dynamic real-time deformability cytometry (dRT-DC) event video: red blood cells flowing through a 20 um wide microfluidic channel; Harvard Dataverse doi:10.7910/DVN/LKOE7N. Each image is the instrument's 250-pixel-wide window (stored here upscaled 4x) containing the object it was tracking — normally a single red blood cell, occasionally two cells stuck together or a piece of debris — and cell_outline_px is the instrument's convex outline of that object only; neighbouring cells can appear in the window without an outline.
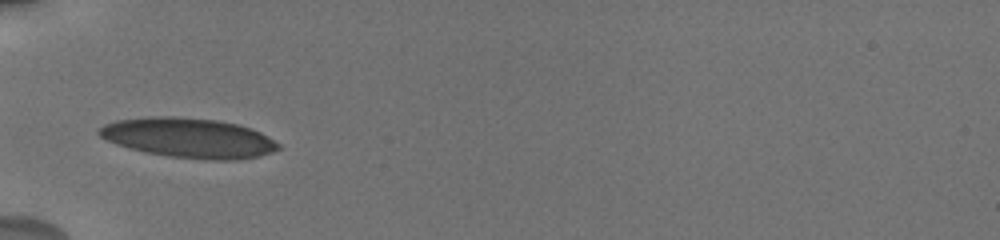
{"species": "human", "species_latin": "Homo sapiens", "temperature_condition": "cold", "stored_images_in_passage": 37, "camera_frame_rate_fps": 3000, "um_per_image_px": 0.085, "donor": {"sex": "male"}, "frame": {"image": 1, "passage_image": 9, "time_ms": 4.0, "image_size_px": [1000, 240], "cell_outline_px": [[280, 148], [272, 152], [260, 156], [236, 160], [208, 160], [168, 156], [144, 152], [128, 148], [116, 144], [100, 136], [96, 132], [96, 128], [104, 124], [116, 120], [148, 116], [172, 116], [216, 120], [240, 124], [252, 128], [260, 132], [280, 144]], "centroid_in_image_um": [16.02, 11.71], "position_along_channel_um": 69.0, "area_um2": 41.91}}
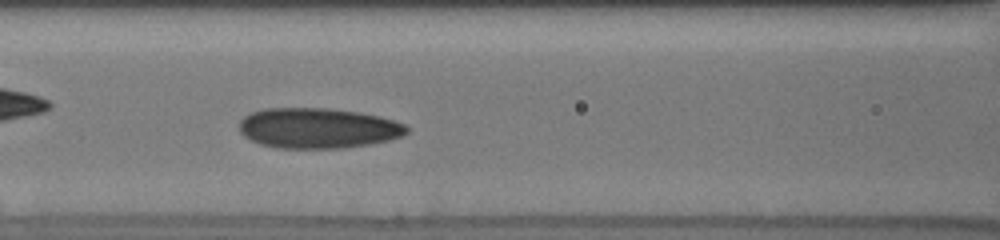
{"frame": {"image": 2, "passage_image": 14, "time_ms": 6.0, "image_size_px": [1000, 240], "cell_outline_px": [[408, 132], [404, 136], [388, 140], [368, 144], [344, 148], [276, 148], [260, 144], [244, 136], [240, 132], [240, 120], [244, 116], [252, 112], [264, 108], [328, 108], [356, 112], [380, 116], [404, 124], [408, 128]], "centroid_in_image_um": [27.01, 10.89], "position_along_channel_um": 139.6, "area_um2": 39.36}}
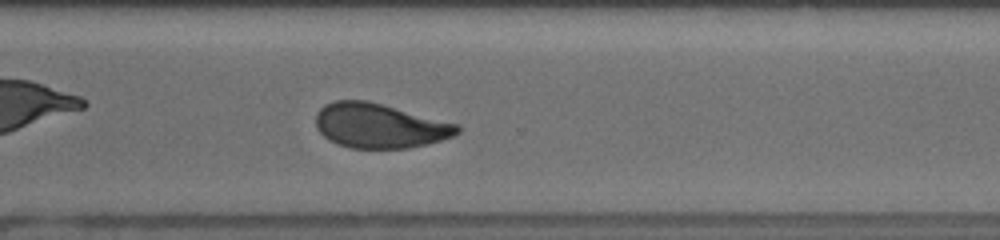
{"frame": {"image": 3, "passage_image": 29, "time_ms": 11.333, "image_size_px": [1000, 240], "cell_outline_px": [[460, 132], [452, 136], [440, 140], [408, 148], [352, 148], [336, 144], [328, 140], [316, 128], [316, 112], [324, 104], [336, 100], [364, 100], [460, 124]], "centroid_in_image_um": [32.23, 10.69], "position_along_channel_um": 338.4, "area_um2": 36.59}, "authors_computed_cell_mechanics": {"area_um2": 37.281, "velocity_mm_per_s": 3.7326, "shape_relaxation_time_tau1_ms": 9.0545, "shape_relaxation_time_tau2_ms": 1.4328, "deformation_change_tau1": 0.1834, "deformation_change_tau2": 0.0812}}